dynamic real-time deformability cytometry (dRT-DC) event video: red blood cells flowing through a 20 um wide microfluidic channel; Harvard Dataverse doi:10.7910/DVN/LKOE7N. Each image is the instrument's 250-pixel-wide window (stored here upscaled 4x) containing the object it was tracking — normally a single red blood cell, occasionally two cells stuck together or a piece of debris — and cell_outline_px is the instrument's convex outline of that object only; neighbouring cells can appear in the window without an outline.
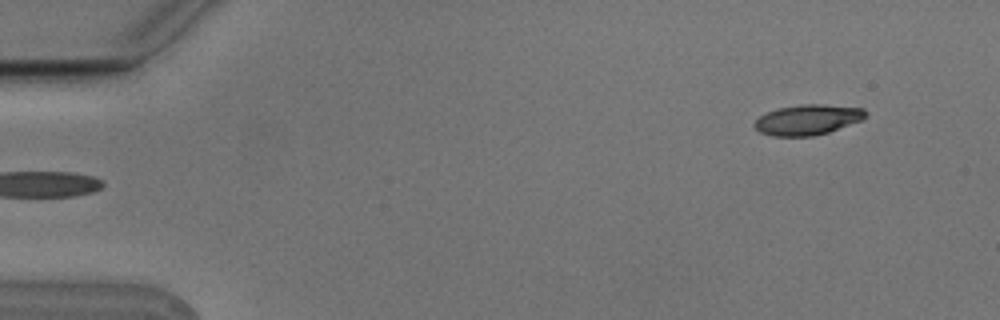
{"species": "Egyptian fruit bat (a non-hibernating species)", "species_latin": "Rousettus aegyptiacus", "temperature_condition": "cold", "stored_images_in_passage": 5, "segment_of_instrument_passage": [2, 2], "camera_frame_rate_fps": 3000, "um_per_image_px": 0.085, "animal": {"sex": "male"}, "frame": {"image": 1, "passage_image": 5, "time_ms": 1.333, "image_size_px": [1000, 320], "cell_outline_px": [[868, 112], [860, 120], [828, 132], [812, 136], [772, 136], [760, 132], [752, 124], [760, 116], [776, 108], [800, 104], [824, 104], [864, 108]], "centroid_in_image_um": [68.62, 10.16], "position_along_channel_um": 16.4, "area_um2": 19.54}}